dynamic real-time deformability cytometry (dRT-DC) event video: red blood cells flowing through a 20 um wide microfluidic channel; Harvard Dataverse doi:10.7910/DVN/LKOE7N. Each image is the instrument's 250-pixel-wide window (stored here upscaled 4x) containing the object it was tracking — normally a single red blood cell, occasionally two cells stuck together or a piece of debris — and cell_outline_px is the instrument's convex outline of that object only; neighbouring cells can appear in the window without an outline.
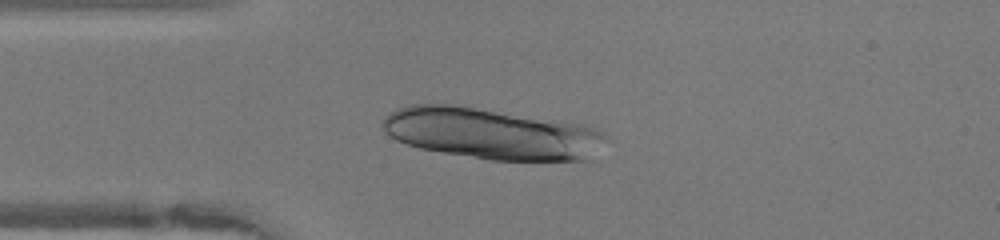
{"species": "human", "species_latin": "Homo sapiens", "temperature_condition": "warm", "stored_images_in_passage": 47, "camera_frame_rate_fps": 3000, "um_per_image_px": 0.085, "donor": {"sex": "female"}, "frame": {"image": 1, "passage_image": 11, "time_ms": 3.333, "image_size_px": [1000, 240], "cell_outline_px": [[608, 136], [592, 160], [488, 160], [420, 148], [396, 140], [384, 132], [384, 116], [388, 112], [396, 108], [408, 104], [452, 104], [552, 120], [576, 124], [596, 128], [604, 132]], "centroid_in_image_um": [41.75, 11.36], "position_along_channel_um": 43.3, "area_um2": 66.18}}